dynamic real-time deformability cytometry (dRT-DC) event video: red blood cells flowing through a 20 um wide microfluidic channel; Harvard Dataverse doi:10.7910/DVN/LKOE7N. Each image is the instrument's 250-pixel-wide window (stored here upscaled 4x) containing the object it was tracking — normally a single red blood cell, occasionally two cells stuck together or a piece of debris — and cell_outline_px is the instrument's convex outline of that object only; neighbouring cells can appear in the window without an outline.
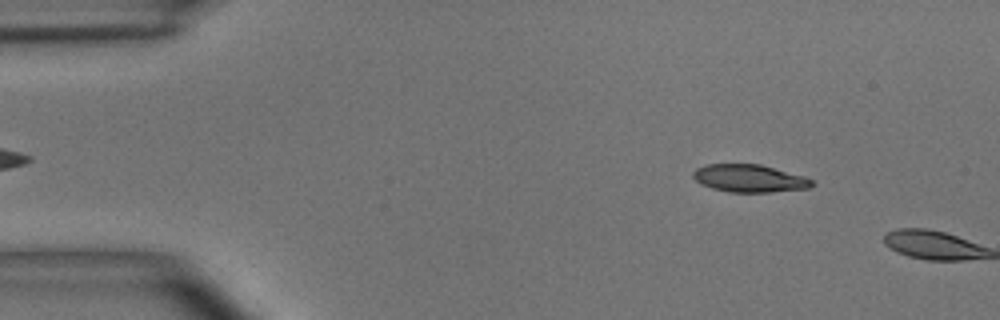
{"species": "common noctule bat (a hibernating species)", "species_latin": "Nyctalus noctula", "temperature_condition": "room temperature", "stored_images_in_passage": 2, "camera_frame_rate_fps": 3000, "um_per_image_px": 0.085, "animal": {"sex": "male", "body_mass_g": 15.6}, "frame": {"image": 1, "passage_image": 1, "time_ms": 0.0, "image_size_px": [1000, 320], "cell_outline_px": [[816, 184], [808, 188], [772, 192], [728, 192], [712, 188], [700, 184], [692, 176], [692, 172], [696, 168], [704, 164], [760, 164], [804, 176], [812, 180]], "centroid_in_image_um": [63.68, 15.16], "position_along_channel_um": 21.3, "area_um2": 19.25}}